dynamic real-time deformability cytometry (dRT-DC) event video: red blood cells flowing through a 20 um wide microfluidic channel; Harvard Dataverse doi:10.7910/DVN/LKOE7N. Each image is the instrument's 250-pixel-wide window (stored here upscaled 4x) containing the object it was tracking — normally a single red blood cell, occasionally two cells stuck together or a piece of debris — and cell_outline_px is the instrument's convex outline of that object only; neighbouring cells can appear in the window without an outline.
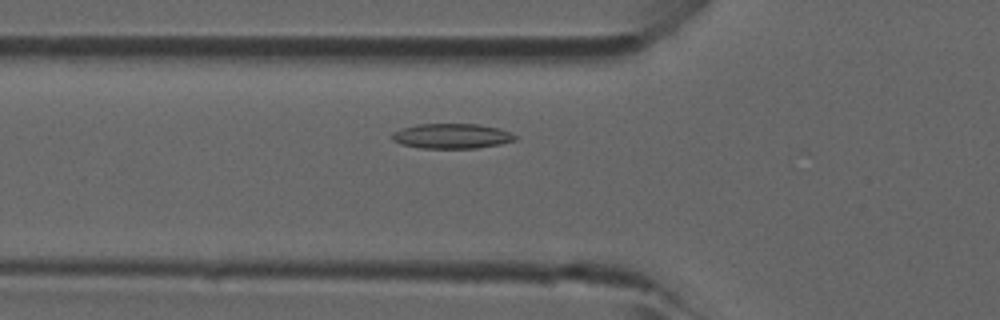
{"species": "common noctule bat (a hibernating species)", "species_latin": "Nyctalus noctula", "temperature_condition": "room temperature", "stored_images_in_passage": 36, "camera_frame_rate_fps": 3000, "um_per_image_px": 0.085, "animal": {"sex": "male", "forearm_length_mm": 52.5}, "frame": {"image": 1, "passage_image": 6, "time_ms": 1.667, "image_size_px": [1000, 320], "cell_outline_px": [[516, 140], [500, 144], [476, 148], [420, 148], [400, 144], [392, 140], [392, 132], [400, 128], [416, 124], [476, 124], [500, 128], [516, 136]], "centroid_in_image_um": [38.35, 11.56], "position_along_channel_um": 87.4, "area_um2": 17.98}}
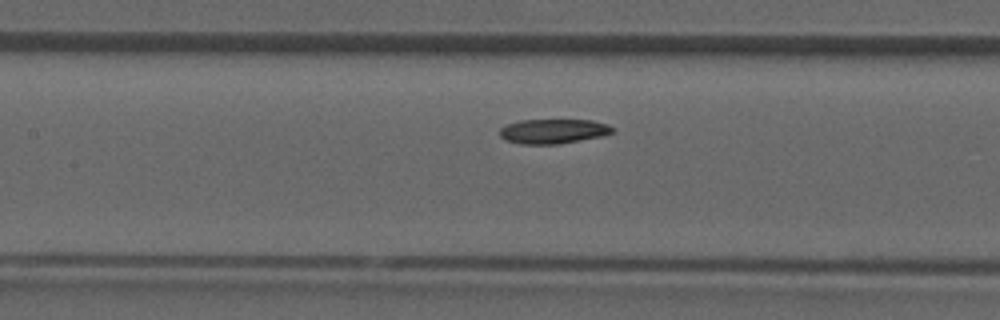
{"frame": {"image": 2, "passage_image": 11, "time_ms": 3.333, "image_size_px": [1000, 320], "cell_outline_px": [[616, 132], [600, 136], [556, 144], [520, 144], [504, 140], [500, 136], [500, 128], [508, 124], [520, 120], [592, 120], [608, 124], [616, 128]], "centroid_in_image_um": [47.04, 11.15], "position_along_channel_um": 160.4, "area_um2": 16.18}}